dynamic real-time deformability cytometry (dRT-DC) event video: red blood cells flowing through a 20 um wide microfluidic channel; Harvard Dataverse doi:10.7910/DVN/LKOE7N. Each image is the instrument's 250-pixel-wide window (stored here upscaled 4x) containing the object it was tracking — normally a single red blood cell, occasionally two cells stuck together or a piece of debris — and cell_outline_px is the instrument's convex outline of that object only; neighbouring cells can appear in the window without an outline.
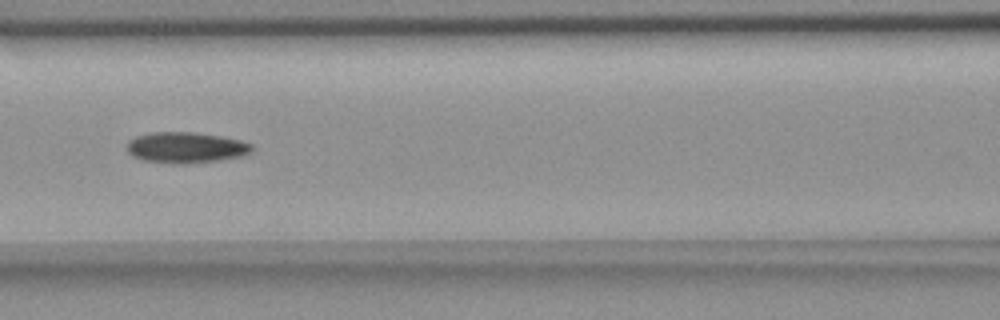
{"species": "common noctule bat (a hibernating species)", "species_latin": "Nyctalus noctula", "temperature_condition": "room temperature", "stored_images_in_passage": 7, "camera_frame_rate_fps": 3000, "um_per_image_px": 0.085, "animal": {"sex": "female", "body_mass_g": 18.4}, "frame": {"image": 1, "passage_image": 6, "time_ms": 7.0, "image_size_px": [1000, 320], "cell_outline_px": [[256, 148], [252, 152], [244, 156], [216, 160], [184, 164], [176, 164], [144, 160], [132, 156], [128, 152], [128, 140], [136, 136], [152, 132], [196, 132], [220, 136], [240, 140], [252, 144]], "centroid_in_image_um": [15.84, 12.54], "position_along_channel_um": 150.8, "area_um2": 22.6}}
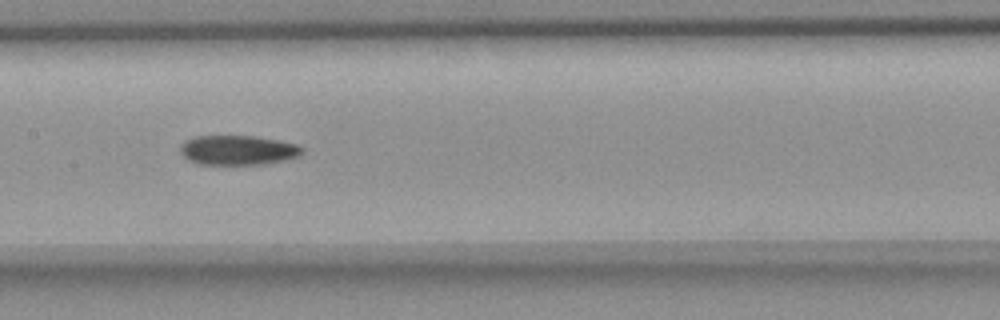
{"frame": {"image": 2, "passage_image": 7, "time_ms": 8.0, "image_size_px": [1000, 320], "cell_outline_px": [[304, 152], [300, 156], [284, 160], [264, 164], [196, 164], [188, 160], [180, 152], [180, 144], [184, 140], [196, 136], [256, 136], [280, 140], [300, 144], [304, 148]], "centroid_in_image_um": [20.25, 12.75], "position_along_channel_um": 187.1, "area_um2": 21.39}}